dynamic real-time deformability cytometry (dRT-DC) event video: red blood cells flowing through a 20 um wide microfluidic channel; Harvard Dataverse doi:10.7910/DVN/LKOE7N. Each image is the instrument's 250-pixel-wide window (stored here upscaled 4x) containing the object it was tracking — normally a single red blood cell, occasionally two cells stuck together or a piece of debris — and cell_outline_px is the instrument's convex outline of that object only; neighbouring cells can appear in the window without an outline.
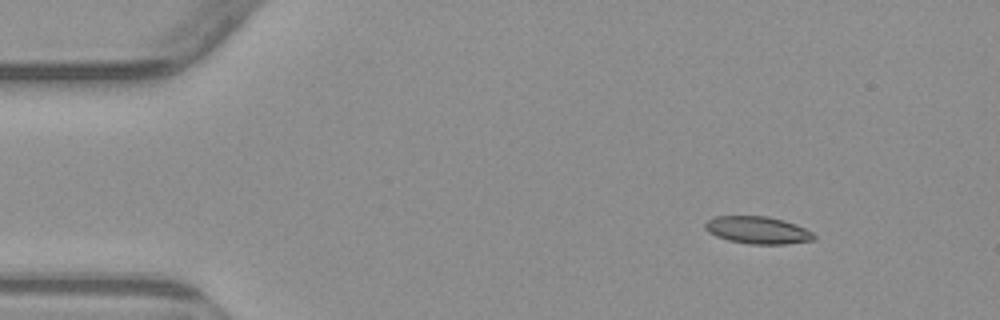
{"species": "common noctule bat (a hibernating species)", "species_latin": "Nyctalus noctula", "temperature_condition": "warm", "stored_images_in_passage": 5, "camera_frame_rate_fps": 3000, "um_per_image_px": 0.085, "animal": {"sex": "male", "body_mass_g": 23.1, "forearm_length_mm": 52.7}, "frame": {"image": 1, "passage_image": 1, "time_ms": 0.0, "image_size_px": [1000, 320], "cell_outline_px": [[816, 236], [812, 240], [784, 244], [752, 244], [728, 240], [716, 236], [708, 232], [704, 228], [704, 224], [708, 220], [716, 216], [768, 216], [784, 220], [796, 224], [812, 232]], "centroid_in_image_um": [64.38, 19.55], "position_along_channel_um": 20.6, "area_um2": 17.28}}
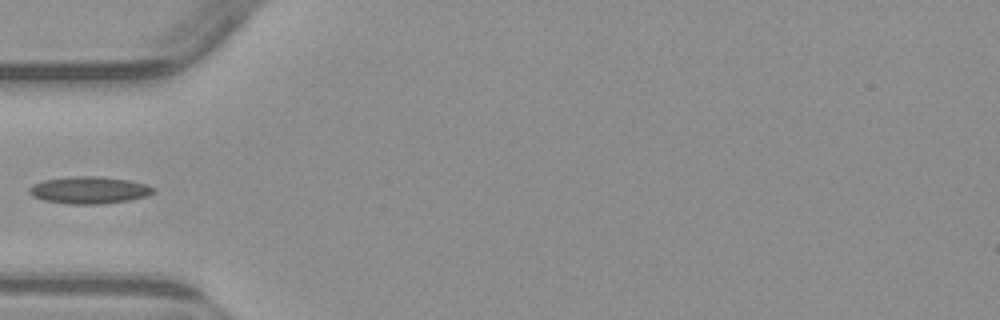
{"frame": {"image": 2, "passage_image": 4, "time_ms": 3.667, "image_size_px": [1000, 320], "cell_outline_px": [[156, 192], [148, 196], [128, 200], [100, 204], [72, 204], [44, 200], [32, 196], [28, 192], [28, 188], [32, 184], [44, 180], [68, 176], [100, 176], [128, 180], [148, 184], [156, 188]], "centroid_in_image_um": [7.6, 16.15], "position_along_channel_um": 77.4, "area_um2": 19.83}}
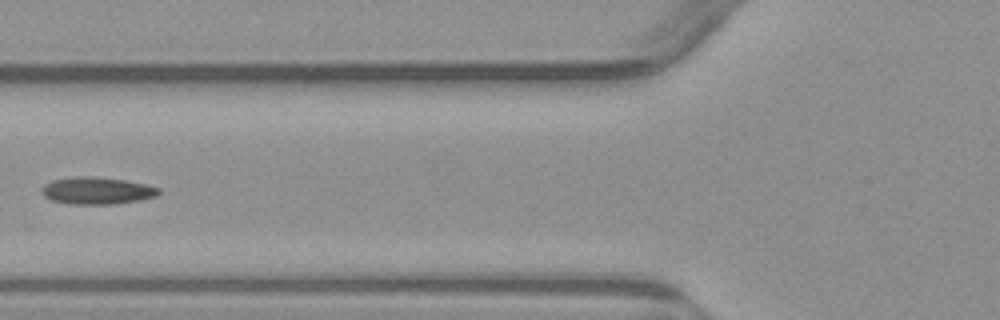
{"frame": {"image": 3, "passage_image": 5, "time_ms": 4.667, "image_size_px": [1000, 320], "cell_outline_px": [[160, 192], [156, 196], [140, 200], [116, 204], [68, 204], [52, 200], [44, 196], [40, 192], [40, 188], [44, 184], [52, 180], [76, 176], [92, 176], [124, 180], [148, 184], [160, 188]], "centroid_in_image_um": [8.23, 16.2], "position_along_channel_um": 117.6, "area_um2": 18.73}}